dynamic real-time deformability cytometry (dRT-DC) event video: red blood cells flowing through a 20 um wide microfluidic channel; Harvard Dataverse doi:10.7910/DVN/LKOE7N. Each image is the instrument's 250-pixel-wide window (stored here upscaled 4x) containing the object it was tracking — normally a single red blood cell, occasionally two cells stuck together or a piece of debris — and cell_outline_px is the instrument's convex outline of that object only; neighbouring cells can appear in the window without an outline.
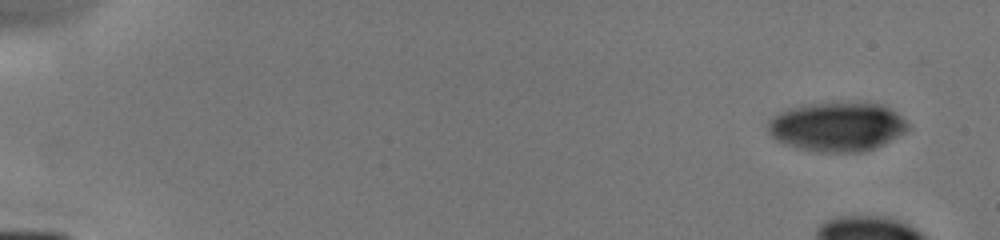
{"species": "human", "species_latin": "Homo sapiens", "temperature_condition": "cold", "stored_images_in_passage": 5, "camera_frame_rate_fps": 3000, "um_per_image_px": 0.085, "donor": {"sex": "male"}, "frame": {"image": 1, "passage_image": 1, "time_ms": 0.0, "image_size_px": [1000, 240], "cell_outline_px": [[908, 128], [904, 132], [884, 144], [860, 152], [824, 152], [800, 148], [784, 144], [776, 140], [768, 132], [768, 120], [772, 116], [788, 108], [804, 104], [880, 104], [896, 112], [908, 124]], "centroid_in_image_um": [71.1, 10.78], "position_along_channel_um": 13.9, "area_um2": 39.42}}